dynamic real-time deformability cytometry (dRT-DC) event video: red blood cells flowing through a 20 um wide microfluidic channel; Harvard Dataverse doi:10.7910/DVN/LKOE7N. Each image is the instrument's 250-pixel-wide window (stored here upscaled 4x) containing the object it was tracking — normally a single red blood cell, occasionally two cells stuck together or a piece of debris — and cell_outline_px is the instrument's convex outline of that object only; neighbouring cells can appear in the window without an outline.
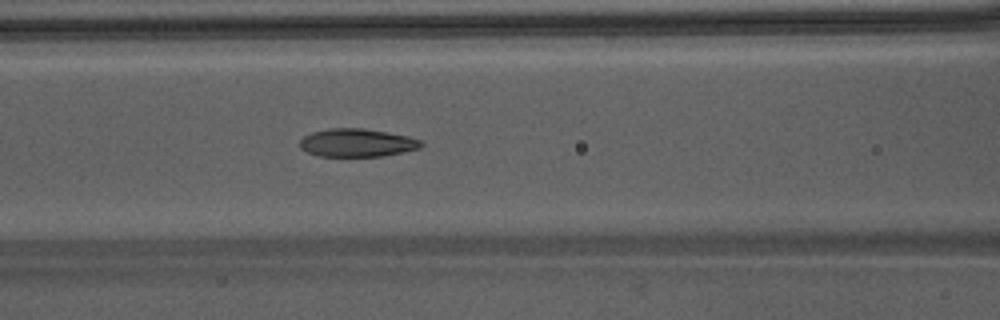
{"species": "Egyptian fruit bat (a non-hibernating species)", "species_latin": "Rousettus aegyptiacus", "temperature_condition": "warm", "stored_images_in_passage": 46, "camera_frame_rate_fps": 3000, "um_per_image_px": 0.085, "animal": {"sex": "male"}, "frame": {"image": 1, "passage_image": 20, "time_ms": 6.333, "image_size_px": [1000, 320], "cell_outline_px": [[424, 144], [420, 148], [384, 156], [320, 156], [308, 152], [300, 148], [300, 140], [304, 136], [312, 132], [328, 128], [360, 128], [388, 132], [408, 136], [420, 140]], "centroid_in_image_um": [30.35, 12.13], "position_along_channel_um": 136.3, "area_um2": 19.83}}
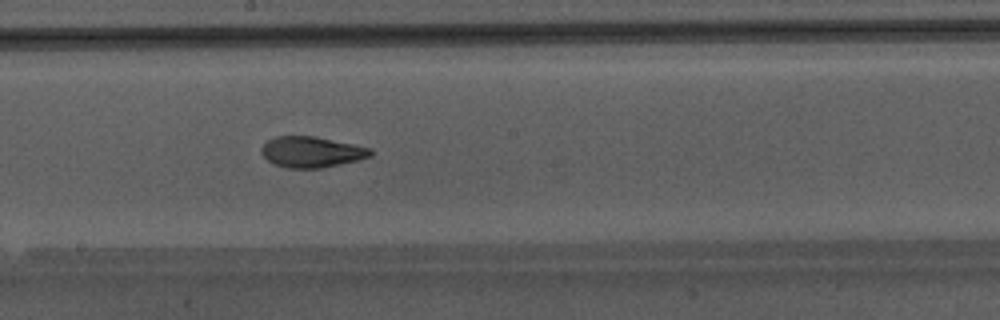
{"frame": {"image": 2, "passage_image": 26, "time_ms": 8.333, "image_size_px": [1000, 320], "cell_outline_px": [[372, 156], [360, 160], [320, 168], [288, 168], [276, 164], [268, 160], [260, 152], [260, 148], [268, 140], [276, 136], [312, 136], [372, 148]], "centroid_in_image_um": [26.49, 12.92], "position_along_channel_um": 221.7, "area_um2": 19.48}}
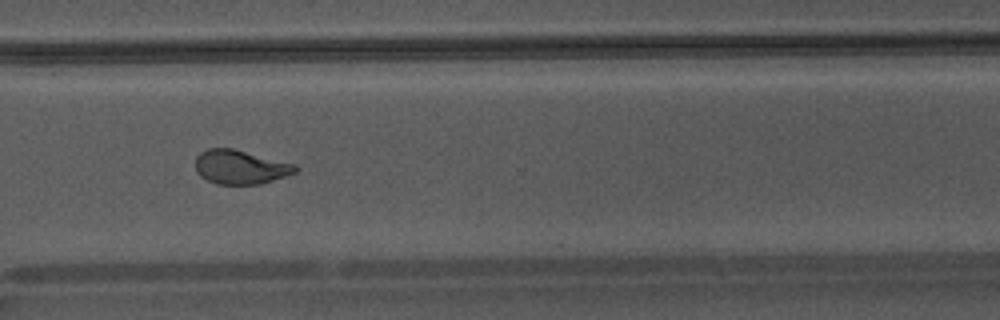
{"frame": {"image": 3, "passage_image": 35, "time_ms": 11.333, "image_size_px": [1000, 320], "cell_outline_px": [[300, 168], [296, 172], [260, 184], [216, 184], [200, 176], [196, 172], [196, 156], [200, 152], [208, 148], [232, 148], [296, 164]], "centroid_in_image_um": [20.42, 14.19], "position_along_channel_um": 350.2, "area_um2": 19.83}, "authors_computed_cell_mechanics": {"area_um2": 20.3167, "velocity_mm_per_s": 4.2806, "shape_relaxation_time_tau1_ms": 4.6764, "shape_relaxation_time_tau2_ms": 1.6346, "deformation_change_tau1": 0.1774, "deformation_change_tau2": 0.0753}}